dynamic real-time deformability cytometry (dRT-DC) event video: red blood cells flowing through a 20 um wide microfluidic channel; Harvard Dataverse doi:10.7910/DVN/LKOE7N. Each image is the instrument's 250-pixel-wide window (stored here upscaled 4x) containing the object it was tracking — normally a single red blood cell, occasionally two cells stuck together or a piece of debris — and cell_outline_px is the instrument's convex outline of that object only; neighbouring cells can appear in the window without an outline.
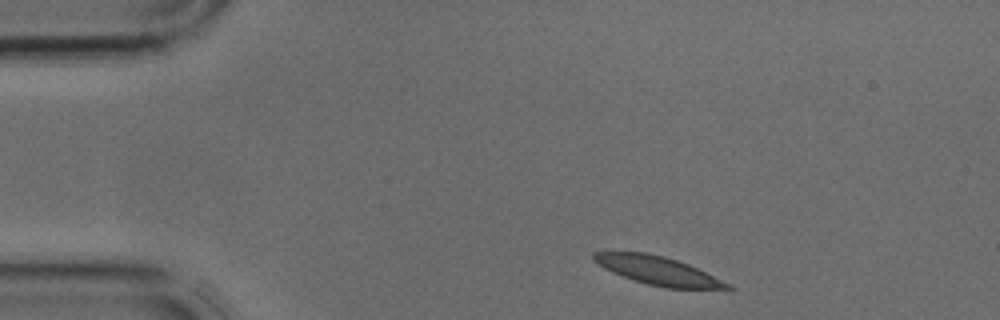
{"species": "common noctule bat (a hibernating species)", "species_latin": "Nyctalus noctula", "temperature_condition": "cold", "stored_images_in_passage": 3, "camera_frame_rate_fps": 3000, "um_per_image_px": 0.085, "animal": {"sex": "male", "body_mass_g": 17.9, "forearm_length_mm": 54.2}, "frame": {"image": 1, "passage_image": 1, "time_ms": 0.0, "image_size_px": [1000, 320], "cell_outline_px": [[736, 288], [732, 292], [664, 288], [648, 284], [612, 272], [604, 268], [592, 260], [592, 252], [648, 252], [664, 256], [688, 264], [732, 284]], "centroid_in_image_um": [56.12, 23.06], "position_along_channel_um": 28.9, "area_um2": 22.95}}